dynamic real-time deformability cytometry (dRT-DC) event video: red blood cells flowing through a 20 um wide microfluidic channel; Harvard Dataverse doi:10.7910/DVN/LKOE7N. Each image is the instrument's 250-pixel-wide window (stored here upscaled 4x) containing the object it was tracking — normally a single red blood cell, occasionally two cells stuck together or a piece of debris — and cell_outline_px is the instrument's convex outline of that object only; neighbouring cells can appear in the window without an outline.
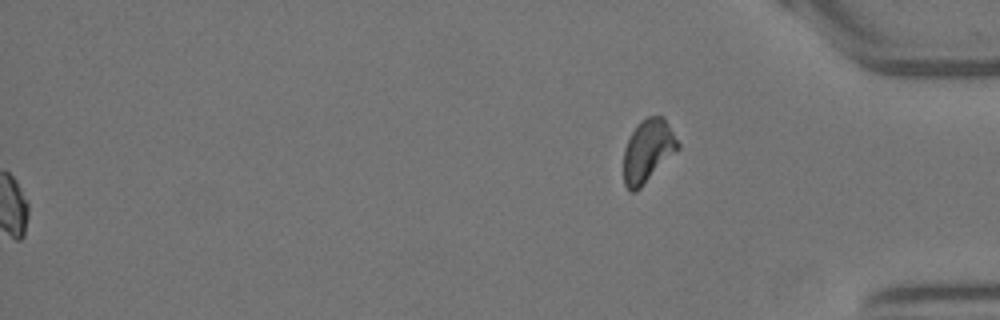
{"species": "Egyptian fruit bat (a non-hibernating species)", "species_latin": "Rousettus aegyptiacus", "temperature_condition": "warm", "stored_images_in_passage": 58, "segment_of_instrument_passage": [2, 2], "camera_frame_rate_fps": 3000, "um_per_image_px": 0.085, "animal": {"sex": "female"}, "frame": {"image": 1, "passage_image": 58, "time_ms": 19.0, "image_size_px": [1000, 320], "cell_outline_px": [[680, 148], [636, 192], [628, 192], [624, 184], [624, 148], [632, 132], [640, 120], [648, 116], [664, 116], [680, 144]], "centroid_in_image_um": [55.07, 12.82], "position_along_channel_um": 380.1, "area_um2": 19.94}}